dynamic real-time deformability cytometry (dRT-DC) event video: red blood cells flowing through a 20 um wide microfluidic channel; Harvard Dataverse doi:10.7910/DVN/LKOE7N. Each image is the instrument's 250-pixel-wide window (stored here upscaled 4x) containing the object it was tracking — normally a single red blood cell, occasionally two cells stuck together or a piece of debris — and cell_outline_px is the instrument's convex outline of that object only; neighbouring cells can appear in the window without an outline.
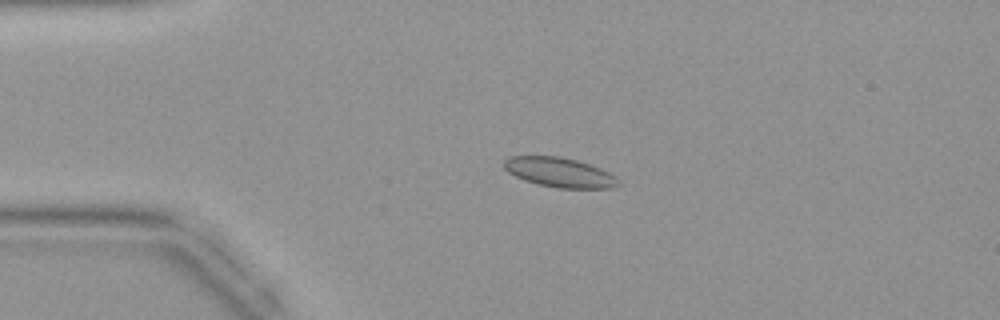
{"species": "common noctule bat (a hibernating species)", "species_latin": "Nyctalus noctula", "temperature_condition": "warm", "stored_images_in_passage": 44, "camera_frame_rate_fps": 3000, "um_per_image_px": 0.085, "animal": {"sex": "female", "body_mass_g": 19.9}, "frame": {"image": 1, "passage_image": 10, "time_ms": 3.0, "image_size_px": [1000, 320], "cell_outline_px": [[620, 184], [616, 188], [560, 188], [536, 184], [524, 180], [508, 172], [504, 168], [504, 160], [508, 156], [560, 156], [576, 160], [600, 168], [616, 176]], "centroid_in_image_um": [47.56, 14.65], "position_along_channel_um": 37.4, "area_um2": 19.77}}
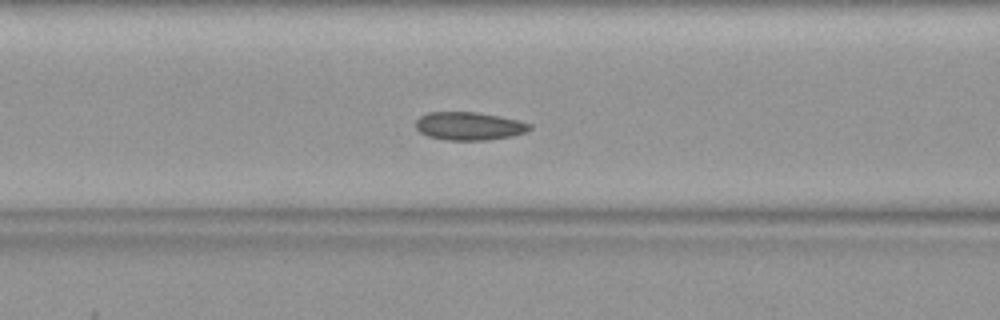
{"frame": {"image": 2, "passage_image": 18, "time_ms": 5.667, "image_size_px": [1000, 320], "cell_outline_px": [[532, 128], [524, 132], [512, 136], [484, 140], [444, 140], [428, 136], [420, 132], [416, 128], [416, 120], [420, 116], [428, 112], [476, 112], [500, 116], [532, 124]], "centroid_in_image_um": [39.85, 10.71], "position_along_channel_um": 126.7, "area_um2": 18.61}}
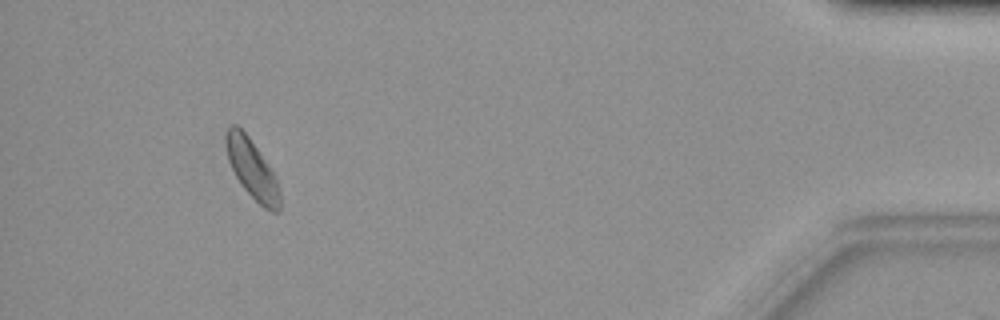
{"frame": {"image": 3, "passage_image": 41, "time_ms": 13.333, "image_size_px": [1000, 320], "cell_outline_px": [[280, 212], [272, 212], [264, 208], [244, 188], [236, 176], [228, 160], [224, 144], [224, 136], [228, 128], [232, 124], [236, 124], [248, 136], [272, 168], [276, 176], [280, 192]], "centroid_in_image_um": [21.43, 14.35], "position_along_channel_um": 413.8, "area_um2": 18.67}}